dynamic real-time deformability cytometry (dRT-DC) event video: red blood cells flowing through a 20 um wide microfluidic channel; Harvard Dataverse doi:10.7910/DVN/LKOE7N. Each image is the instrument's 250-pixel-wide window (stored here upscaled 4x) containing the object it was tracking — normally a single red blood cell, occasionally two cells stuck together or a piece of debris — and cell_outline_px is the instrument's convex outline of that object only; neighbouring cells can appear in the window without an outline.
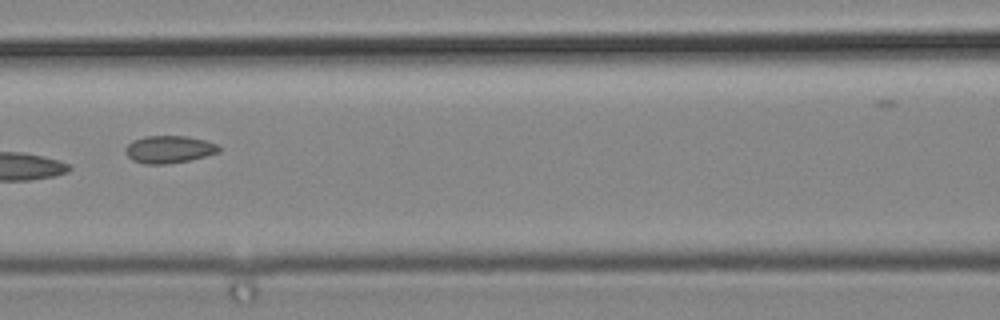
{"species": "common noctule bat (a hibernating species)", "species_latin": "Nyctalus noctula", "temperature_condition": "cold", "stored_images_in_passage": 6, "camera_frame_rate_fps": 3000, "um_per_image_px": 0.085, "animal": {"sex": "male", "body_mass_g": 19.2, "forearm_length_mm": 51.8}, "frame": {"image": 1, "passage_image": 6, "time_ms": 1.667, "image_size_px": [1000, 320], "cell_outline_px": [[220, 152], [188, 160], [164, 164], [144, 164], [132, 160], [124, 152], [124, 148], [132, 140], [144, 136], [188, 136], [204, 140], [216, 144], [220, 148]], "centroid_in_image_um": [14.32, 12.69], "position_along_channel_um": 152.3, "area_um2": 14.91}}